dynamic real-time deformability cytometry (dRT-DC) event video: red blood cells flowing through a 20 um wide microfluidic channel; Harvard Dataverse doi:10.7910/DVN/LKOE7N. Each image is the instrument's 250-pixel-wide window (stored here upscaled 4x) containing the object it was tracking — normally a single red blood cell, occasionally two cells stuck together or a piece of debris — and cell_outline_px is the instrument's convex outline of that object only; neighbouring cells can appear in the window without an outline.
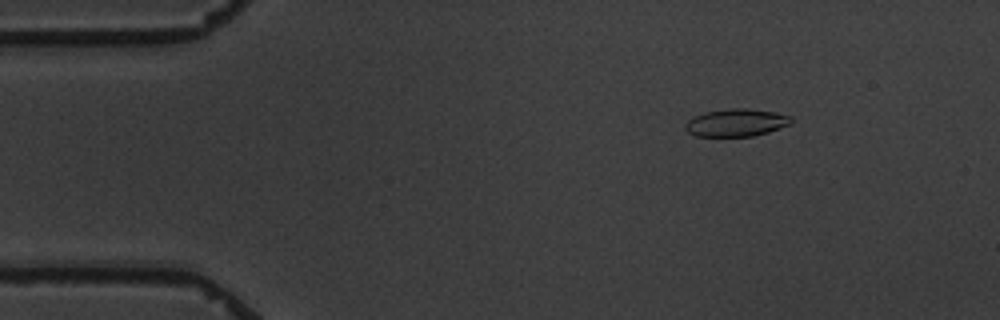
{"species": "common noctule bat (a hibernating species)", "species_latin": "Nyctalus noctula", "temperature_condition": "warm", "stored_images_in_passage": 4, "camera_frame_rate_fps": 3000, "um_per_image_px": 0.085, "animal": {"sex": "male", "body_mass_g": 19.5, "forearm_length_mm": 54.6}, "frame": {"image": 1, "passage_image": 2, "time_ms": 1.333, "image_size_px": [1000, 320], "cell_outline_px": [[792, 120], [788, 124], [780, 128], [768, 132], [752, 136], [696, 136], [688, 132], [684, 128], [684, 124], [692, 116], [704, 112], [728, 108], [748, 108], [776, 112], [792, 116]], "centroid_in_image_um": [62.55, 10.41], "position_along_channel_um": 22.5, "area_um2": 17.17}}